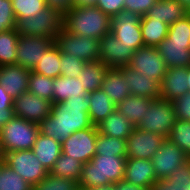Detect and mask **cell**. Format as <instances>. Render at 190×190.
Instances as JSON below:
<instances>
[{
	"instance_id": "obj_56",
	"label": "cell",
	"mask_w": 190,
	"mask_h": 190,
	"mask_svg": "<svg viewBox=\"0 0 190 190\" xmlns=\"http://www.w3.org/2000/svg\"><path fill=\"white\" fill-rule=\"evenodd\" d=\"M76 190H86V189L78 187Z\"/></svg>"
},
{
	"instance_id": "obj_45",
	"label": "cell",
	"mask_w": 190,
	"mask_h": 190,
	"mask_svg": "<svg viewBox=\"0 0 190 190\" xmlns=\"http://www.w3.org/2000/svg\"><path fill=\"white\" fill-rule=\"evenodd\" d=\"M157 0H125L124 9L138 14L140 17L145 16Z\"/></svg>"
},
{
	"instance_id": "obj_53",
	"label": "cell",
	"mask_w": 190,
	"mask_h": 190,
	"mask_svg": "<svg viewBox=\"0 0 190 190\" xmlns=\"http://www.w3.org/2000/svg\"><path fill=\"white\" fill-rule=\"evenodd\" d=\"M186 10L187 14H190V0H177Z\"/></svg>"
},
{
	"instance_id": "obj_55",
	"label": "cell",
	"mask_w": 190,
	"mask_h": 190,
	"mask_svg": "<svg viewBox=\"0 0 190 190\" xmlns=\"http://www.w3.org/2000/svg\"><path fill=\"white\" fill-rule=\"evenodd\" d=\"M187 81H188L189 92H190V66L187 67Z\"/></svg>"
},
{
	"instance_id": "obj_32",
	"label": "cell",
	"mask_w": 190,
	"mask_h": 190,
	"mask_svg": "<svg viewBox=\"0 0 190 190\" xmlns=\"http://www.w3.org/2000/svg\"><path fill=\"white\" fill-rule=\"evenodd\" d=\"M61 52L55 43L42 55L38 64L32 70L37 74L49 78H56L61 75L60 69Z\"/></svg>"
},
{
	"instance_id": "obj_47",
	"label": "cell",
	"mask_w": 190,
	"mask_h": 190,
	"mask_svg": "<svg viewBox=\"0 0 190 190\" xmlns=\"http://www.w3.org/2000/svg\"><path fill=\"white\" fill-rule=\"evenodd\" d=\"M46 7L59 12L62 16L73 8V0H45Z\"/></svg>"
},
{
	"instance_id": "obj_34",
	"label": "cell",
	"mask_w": 190,
	"mask_h": 190,
	"mask_svg": "<svg viewBox=\"0 0 190 190\" xmlns=\"http://www.w3.org/2000/svg\"><path fill=\"white\" fill-rule=\"evenodd\" d=\"M18 38L16 29L0 32V66L16 64Z\"/></svg>"
},
{
	"instance_id": "obj_3",
	"label": "cell",
	"mask_w": 190,
	"mask_h": 190,
	"mask_svg": "<svg viewBox=\"0 0 190 190\" xmlns=\"http://www.w3.org/2000/svg\"><path fill=\"white\" fill-rule=\"evenodd\" d=\"M126 161V157L94 156L89 162L83 164L78 187L93 188L123 180Z\"/></svg>"
},
{
	"instance_id": "obj_15",
	"label": "cell",
	"mask_w": 190,
	"mask_h": 190,
	"mask_svg": "<svg viewBox=\"0 0 190 190\" xmlns=\"http://www.w3.org/2000/svg\"><path fill=\"white\" fill-rule=\"evenodd\" d=\"M129 67L139 70L142 74L149 75L159 83L167 71L165 61L156 47L142 46L134 52Z\"/></svg>"
},
{
	"instance_id": "obj_8",
	"label": "cell",
	"mask_w": 190,
	"mask_h": 190,
	"mask_svg": "<svg viewBox=\"0 0 190 190\" xmlns=\"http://www.w3.org/2000/svg\"><path fill=\"white\" fill-rule=\"evenodd\" d=\"M3 162L31 186L42 181L49 173L32 149L7 152Z\"/></svg>"
},
{
	"instance_id": "obj_35",
	"label": "cell",
	"mask_w": 190,
	"mask_h": 190,
	"mask_svg": "<svg viewBox=\"0 0 190 190\" xmlns=\"http://www.w3.org/2000/svg\"><path fill=\"white\" fill-rule=\"evenodd\" d=\"M126 157V140L98 133L95 156Z\"/></svg>"
},
{
	"instance_id": "obj_5",
	"label": "cell",
	"mask_w": 190,
	"mask_h": 190,
	"mask_svg": "<svg viewBox=\"0 0 190 190\" xmlns=\"http://www.w3.org/2000/svg\"><path fill=\"white\" fill-rule=\"evenodd\" d=\"M63 28V16L46 7L34 17L16 20V31L20 35L44 36L55 41L56 35Z\"/></svg>"
},
{
	"instance_id": "obj_11",
	"label": "cell",
	"mask_w": 190,
	"mask_h": 190,
	"mask_svg": "<svg viewBox=\"0 0 190 190\" xmlns=\"http://www.w3.org/2000/svg\"><path fill=\"white\" fill-rule=\"evenodd\" d=\"M53 44L54 40L48 37L19 34L16 49V65L32 71L44 52Z\"/></svg>"
},
{
	"instance_id": "obj_14",
	"label": "cell",
	"mask_w": 190,
	"mask_h": 190,
	"mask_svg": "<svg viewBox=\"0 0 190 190\" xmlns=\"http://www.w3.org/2000/svg\"><path fill=\"white\" fill-rule=\"evenodd\" d=\"M52 102L29 91L13 99L15 116L39 124L51 113Z\"/></svg>"
},
{
	"instance_id": "obj_27",
	"label": "cell",
	"mask_w": 190,
	"mask_h": 190,
	"mask_svg": "<svg viewBox=\"0 0 190 190\" xmlns=\"http://www.w3.org/2000/svg\"><path fill=\"white\" fill-rule=\"evenodd\" d=\"M88 101L90 103L88 113L94 126L117 109L110 97L101 89L88 93Z\"/></svg>"
},
{
	"instance_id": "obj_42",
	"label": "cell",
	"mask_w": 190,
	"mask_h": 190,
	"mask_svg": "<svg viewBox=\"0 0 190 190\" xmlns=\"http://www.w3.org/2000/svg\"><path fill=\"white\" fill-rule=\"evenodd\" d=\"M85 63L86 62L75 56L61 53V60H60L61 75L65 77L76 78L83 71Z\"/></svg>"
},
{
	"instance_id": "obj_41",
	"label": "cell",
	"mask_w": 190,
	"mask_h": 190,
	"mask_svg": "<svg viewBox=\"0 0 190 190\" xmlns=\"http://www.w3.org/2000/svg\"><path fill=\"white\" fill-rule=\"evenodd\" d=\"M166 38L172 41L190 42V14L171 24Z\"/></svg>"
},
{
	"instance_id": "obj_25",
	"label": "cell",
	"mask_w": 190,
	"mask_h": 190,
	"mask_svg": "<svg viewBox=\"0 0 190 190\" xmlns=\"http://www.w3.org/2000/svg\"><path fill=\"white\" fill-rule=\"evenodd\" d=\"M101 90L110 97L116 106L131 95L125 77L117 68L107 70Z\"/></svg>"
},
{
	"instance_id": "obj_26",
	"label": "cell",
	"mask_w": 190,
	"mask_h": 190,
	"mask_svg": "<svg viewBox=\"0 0 190 190\" xmlns=\"http://www.w3.org/2000/svg\"><path fill=\"white\" fill-rule=\"evenodd\" d=\"M53 104L67 99L88 97V92L83 89L80 78L58 76L53 79Z\"/></svg>"
},
{
	"instance_id": "obj_50",
	"label": "cell",
	"mask_w": 190,
	"mask_h": 190,
	"mask_svg": "<svg viewBox=\"0 0 190 190\" xmlns=\"http://www.w3.org/2000/svg\"><path fill=\"white\" fill-rule=\"evenodd\" d=\"M15 117L13 109H0V129Z\"/></svg>"
},
{
	"instance_id": "obj_48",
	"label": "cell",
	"mask_w": 190,
	"mask_h": 190,
	"mask_svg": "<svg viewBox=\"0 0 190 190\" xmlns=\"http://www.w3.org/2000/svg\"><path fill=\"white\" fill-rule=\"evenodd\" d=\"M0 109H13V99L10 97L3 87L0 85Z\"/></svg>"
},
{
	"instance_id": "obj_43",
	"label": "cell",
	"mask_w": 190,
	"mask_h": 190,
	"mask_svg": "<svg viewBox=\"0 0 190 190\" xmlns=\"http://www.w3.org/2000/svg\"><path fill=\"white\" fill-rule=\"evenodd\" d=\"M16 18L11 0H0V32L15 29Z\"/></svg>"
},
{
	"instance_id": "obj_40",
	"label": "cell",
	"mask_w": 190,
	"mask_h": 190,
	"mask_svg": "<svg viewBox=\"0 0 190 190\" xmlns=\"http://www.w3.org/2000/svg\"><path fill=\"white\" fill-rule=\"evenodd\" d=\"M77 188L78 182L48 173L42 181L33 186L32 190H76Z\"/></svg>"
},
{
	"instance_id": "obj_31",
	"label": "cell",
	"mask_w": 190,
	"mask_h": 190,
	"mask_svg": "<svg viewBox=\"0 0 190 190\" xmlns=\"http://www.w3.org/2000/svg\"><path fill=\"white\" fill-rule=\"evenodd\" d=\"M144 46H158L167 37L169 25L155 18H140Z\"/></svg>"
},
{
	"instance_id": "obj_17",
	"label": "cell",
	"mask_w": 190,
	"mask_h": 190,
	"mask_svg": "<svg viewBox=\"0 0 190 190\" xmlns=\"http://www.w3.org/2000/svg\"><path fill=\"white\" fill-rule=\"evenodd\" d=\"M125 77L132 95L160 99V83L149 75L142 74L139 70L129 66L117 68Z\"/></svg>"
},
{
	"instance_id": "obj_6",
	"label": "cell",
	"mask_w": 190,
	"mask_h": 190,
	"mask_svg": "<svg viewBox=\"0 0 190 190\" xmlns=\"http://www.w3.org/2000/svg\"><path fill=\"white\" fill-rule=\"evenodd\" d=\"M175 121L176 116L172 102L161 98L153 99L149 104V110L136 127L168 138Z\"/></svg>"
},
{
	"instance_id": "obj_20",
	"label": "cell",
	"mask_w": 190,
	"mask_h": 190,
	"mask_svg": "<svg viewBox=\"0 0 190 190\" xmlns=\"http://www.w3.org/2000/svg\"><path fill=\"white\" fill-rule=\"evenodd\" d=\"M156 48L167 68L190 66V42L172 41V39L164 38Z\"/></svg>"
},
{
	"instance_id": "obj_39",
	"label": "cell",
	"mask_w": 190,
	"mask_h": 190,
	"mask_svg": "<svg viewBox=\"0 0 190 190\" xmlns=\"http://www.w3.org/2000/svg\"><path fill=\"white\" fill-rule=\"evenodd\" d=\"M12 8L17 19L34 17L46 8L45 0H11Z\"/></svg>"
},
{
	"instance_id": "obj_23",
	"label": "cell",
	"mask_w": 190,
	"mask_h": 190,
	"mask_svg": "<svg viewBox=\"0 0 190 190\" xmlns=\"http://www.w3.org/2000/svg\"><path fill=\"white\" fill-rule=\"evenodd\" d=\"M98 133L126 140L135 126L117 109L96 125Z\"/></svg>"
},
{
	"instance_id": "obj_46",
	"label": "cell",
	"mask_w": 190,
	"mask_h": 190,
	"mask_svg": "<svg viewBox=\"0 0 190 190\" xmlns=\"http://www.w3.org/2000/svg\"><path fill=\"white\" fill-rule=\"evenodd\" d=\"M125 0H98L96 6L105 14L112 17L124 9Z\"/></svg>"
},
{
	"instance_id": "obj_18",
	"label": "cell",
	"mask_w": 190,
	"mask_h": 190,
	"mask_svg": "<svg viewBox=\"0 0 190 190\" xmlns=\"http://www.w3.org/2000/svg\"><path fill=\"white\" fill-rule=\"evenodd\" d=\"M30 72L16 64L0 66V85L12 99H15L28 91Z\"/></svg>"
},
{
	"instance_id": "obj_51",
	"label": "cell",
	"mask_w": 190,
	"mask_h": 190,
	"mask_svg": "<svg viewBox=\"0 0 190 190\" xmlns=\"http://www.w3.org/2000/svg\"><path fill=\"white\" fill-rule=\"evenodd\" d=\"M98 0H73V7L86 8L96 6Z\"/></svg>"
},
{
	"instance_id": "obj_36",
	"label": "cell",
	"mask_w": 190,
	"mask_h": 190,
	"mask_svg": "<svg viewBox=\"0 0 190 190\" xmlns=\"http://www.w3.org/2000/svg\"><path fill=\"white\" fill-rule=\"evenodd\" d=\"M28 182L4 162H0V190H32Z\"/></svg>"
},
{
	"instance_id": "obj_29",
	"label": "cell",
	"mask_w": 190,
	"mask_h": 190,
	"mask_svg": "<svg viewBox=\"0 0 190 190\" xmlns=\"http://www.w3.org/2000/svg\"><path fill=\"white\" fill-rule=\"evenodd\" d=\"M150 190H190V160L168 178L157 179Z\"/></svg>"
},
{
	"instance_id": "obj_22",
	"label": "cell",
	"mask_w": 190,
	"mask_h": 190,
	"mask_svg": "<svg viewBox=\"0 0 190 190\" xmlns=\"http://www.w3.org/2000/svg\"><path fill=\"white\" fill-rule=\"evenodd\" d=\"M32 151L42 166L50 172L62 153V145L60 141L45 136L39 132Z\"/></svg>"
},
{
	"instance_id": "obj_10",
	"label": "cell",
	"mask_w": 190,
	"mask_h": 190,
	"mask_svg": "<svg viewBox=\"0 0 190 190\" xmlns=\"http://www.w3.org/2000/svg\"><path fill=\"white\" fill-rule=\"evenodd\" d=\"M97 135L94 125L71 134L61 143L62 153L83 164L89 162L95 156Z\"/></svg>"
},
{
	"instance_id": "obj_1",
	"label": "cell",
	"mask_w": 190,
	"mask_h": 190,
	"mask_svg": "<svg viewBox=\"0 0 190 190\" xmlns=\"http://www.w3.org/2000/svg\"><path fill=\"white\" fill-rule=\"evenodd\" d=\"M88 97L54 103L49 116L39 123V131L61 143L71 134L93 126L89 117Z\"/></svg>"
},
{
	"instance_id": "obj_16",
	"label": "cell",
	"mask_w": 190,
	"mask_h": 190,
	"mask_svg": "<svg viewBox=\"0 0 190 190\" xmlns=\"http://www.w3.org/2000/svg\"><path fill=\"white\" fill-rule=\"evenodd\" d=\"M134 51L123 43H119L112 33L103 36L100 39V57L99 61L108 68H121L128 66Z\"/></svg>"
},
{
	"instance_id": "obj_30",
	"label": "cell",
	"mask_w": 190,
	"mask_h": 190,
	"mask_svg": "<svg viewBox=\"0 0 190 190\" xmlns=\"http://www.w3.org/2000/svg\"><path fill=\"white\" fill-rule=\"evenodd\" d=\"M109 68L101 61L87 62L83 71L78 75L83 89L90 93L101 89L105 74Z\"/></svg>"
},
{
	"instance_id": "obj_9",
	"label": "cell",
	"mask_w": 190,
	"mask_h": 190,
	"mask_svg": "<svg viewBox=\"0 0 190 190\" xmlns=\"http://www.w3.org/2000/svg\"><path fill=\"white\" fill-rule=\"evenodd\" d=\"M140 18L126 9L111 17V33L119 39V43L129 46L134 52L144 46Z\"/></svg>"
},
{
	"instance_id": "obj_21",
	"label": "cell",
	"mask_w": 190,
	"mask_h": 190,
	"mask_svg": "<svg viewBox=\"0 0 190 190\" xmlns=\"http://www.w3.org/2000/svg\"><path fill=\"white\" fill-rule=\"evenodd\" d=\"M124 180L135 186L151 189L156 182V174L151 160L127 158Z\"/></svg>"
},
{
	"instance_id": "obj_4",
	"label": "cell",
	"mask_w": 190,
	"mask_h": 190,
	"mask_svg": "<svg viewBox=\"0 0 190 190\" xmlns=\"http://www.w3.org/2000/svg\"><path fill=\"white\" fill-rule=\"evenodd\" d=\"M39 132V124L15 116L0 129L4 152L32 149Z\"/></svg>"
},
{
	"instance_id": "obj_38",
	"label": "cell",
	"mask_w": 190,
	"mask_h": 190,
	"mask_svg": "<svg viewBox=\"0 0 190 190\" xmlns=\"http://www.w3.org/2000/svg\"><path fill=\"white\" fill-rule=\"evenodd\" d=\"M168 139L190 158V121L176 119Z\"/></svg>"
},
{
	"instance_id": "obj_28",
	"label": "cell",
	"mask_w": 190,
	"mask_h": 190,
	"mask_svg": "<svg viewBox=\"0 0 190 190\" xmlns=\"http://www.w3.org/2000/svg\"><path fill=\"white\" fill-rule=\"evenodd\" d=\"M152 100L131 94L117 105V110L136 127L149 110V104Z\"/></svg>"
},
{
	"instance_id": "obj_24",
	"label": "cell",
	"mask_w": 190,
	"mask_h": 190,
	"mask_svg": "<svg viewBox=\"0 0 190 190\" xmlns=\"http://www.w3.org/2000/svg\"><path fill=\"white\" fill-rule=\"evenodd\" d=\"M185 15H187V10L177 0H157L141 18H155L170 26Z\"/></svg>"
},
{
	"instance_id": "obj_52",
	"label": "cell",
	"mask_w": 190,
	"mask_h": 190,
	"mask_svg": "<svg viewBox=\"0 0 190 190\" xmlns=\"http://www.w3.org/2000/svg\"><path fill=\"white\" fill-rule=\"evenodd\" d=\"M86 190H115V184L111 183V184L104 185V186L86 188Z\"/></svg>"
},
{
	"instance_id": "obj_19",
	"label": "cell",
	"mask_w": 190,
	"mask_h": 190,
	"mask_svg": "<svg viewBox=\"0 0 190 190\" xmlns=\"http://www.w3.org/2000/svg\"><path fill=\"white\" fill-rule=\"evenodd\" d=\"M187 92H189L187 67L167 68L160 82L161 99L172 102Z\"/></svg>"
},
{
	"instance_id": "obj_13",
	"label": "cell",
	"mask_w": 190,
	"mask_h": 190,
	"mask_svg": "<svg viewBox=\"0 0 190 190\" xmlns=\"http://www.w3.org/2000/svg\"><path fill=\"white\" fill-rule=\"evenodd\" d=\"M166 138L135 127L126 139V158L151 160Z\"/></svg>"
},
{
	"instance_id": "obj_7",
	"label": "cell",
	"mask_w": 190,
	"mask_h": 190,
	"mask_svg": "<svg viewBox=\"0 0 190 190\" xmlns=\"http://www.w3.org/2000/svg\"><path fill=\"white\" fill-rule=\"evenodd\" d=\"M55 45L61 53L75 56L84 62L99 61L100 40L79 35H72L64 28L56 35Z\"/></svg>"
},
{
	"instance_id": "obj_49",
	"label": "cell",
	"mask_w": 190,
	"mask_h": 190,
	"mask_svg": "<svg viewBox=\"0 0 190 190\" xmlns=\"http://www.w3.org/2000/svg\"><path fill=\"white\" fill-rule=\"evenodd\" d=\"M115 190H150V189L147 187L135 186L132 183H129L123 179L115 183Z\"/></svg>"
},
{
	"instance_id": "obj_37",
	"label": "cell",
	"mask_w": 190,
	"mask_h": 190,
	"mask_svg": "<svg viewBox=\"0 0 190 190\" xmlns=\"http://www.w3.org/2000/svg\"><path fill=\"white\" fill-rule=\"evenodd\" d=\"M53 79L33 71L30 72L28 91L41 98L49 100L53 104Z\"/></svg>"
},
{
	"instance_id": "obj_33",
	"label": "cell",
	"mask_w": 190,
	"mask_h": 190,
	"mask_svg": "<svg viewBox=\"0 0 190 190\" xmlns=\"http://www.w3.org/2000/svg\"><path fill=\"white\" fill-rule=\"evenodd\" d=\"M82 168L83 163L79 160L61 153L49 173L78 182L81 178Z\"/></svg>"
},
{
	"instance_id": "obj_54",
	"label": "cell",
	"mask_w": 190,
	"mask_h": 190,
	"mask_svg": "<svg viewBox=\"0 0 190 190\" xmlns=\"http://www.w3.org/2000/svg\"><path fill=\"white\" fill-rule=\"evenodd\" d=\"M4 157H5V152H4V149H3V146H2V142L0 140V162L4 161Z\"/></svg>"
},
{
	"instance_id": "obj_12",
	"label": "cell",
	"mask_w": 190,
	"mask_h": 190,
	"mask_svg": "<svg viewBox=\"0 0 190 190\" xmlns=\"http://www.w3.org/2000/svg\"><path fill=\"white\" fill-rule=\"evenodd\" d=\"M189 160L190 158L178 146L166 138L151 159L156 179L168 178L171 173Z\"/></svg>"
},
{
	"instance_id": "obj_2",
	"label": "cell",
	"mask_w": 190,
	"mask_h": 190,
	"mask_svg": "<svg viewBox=\"0 0 190 190\" xmlns=\"http://www.w3.org/2000/svg\"><path fill=\"white\" fill-rule=\"evenodd\" d=\"M63 28L72 35L100 40L111 33V17L97 6L73 7L63 16Z\"/></svg>"
},
{
	"instance_id": "obj_44",
	"label": "cell",
	"mask_w": 190,
	"mask_h": 190,
	"mask_svg": "<svg viewBox=\"0 0 190 190\" xmlns=\"http://www.w3.org/2000/svg\"><path fill=\"white\" fill-rule=\"evenodd\" d=\"M176 119L190 121V92L172 101Z\"/></svg>"
}]
</instances>
